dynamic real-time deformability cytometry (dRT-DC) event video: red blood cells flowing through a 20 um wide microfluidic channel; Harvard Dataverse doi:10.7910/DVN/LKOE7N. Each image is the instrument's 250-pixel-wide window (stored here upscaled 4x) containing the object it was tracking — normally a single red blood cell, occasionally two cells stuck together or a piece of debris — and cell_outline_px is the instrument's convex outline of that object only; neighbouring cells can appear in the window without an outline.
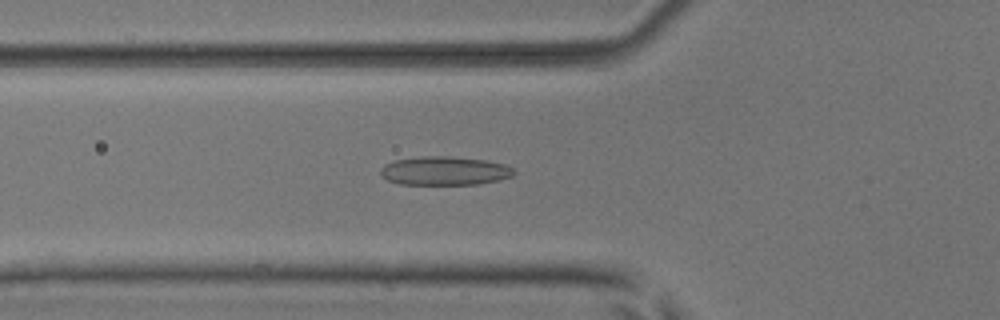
{"species": "common noctule bat (a hibernating species)", "species_latin": "Nyctalus noctula", "temperature_condition": "room temperature", "stored_images_in_passage": 35, "camera_frame_rate_fps": 3000, "um_per_image_px": 0.085, "animal": {"sex": "male", "body_mass_g": 17.9, "forearm_length_mm": 54.2}, "frame": {"image": 1, "passage_image": 3, "time_ms": 0.667, "image_size_px": [1000, 320], "cell_outline_px": [[516, 172], [512, 176], [500, 180], [480, 184], [400, 184], [388, 180], [380, 176], [380, 168], [384, 164], [396, 160], [424, 156], [452, 156], [484, 160], [504, 164], [512, 168]], "centroid_in_image_um": [37.78, 14.52], "position_along_channel_um": 88.0, "area_um2": 22.37}}
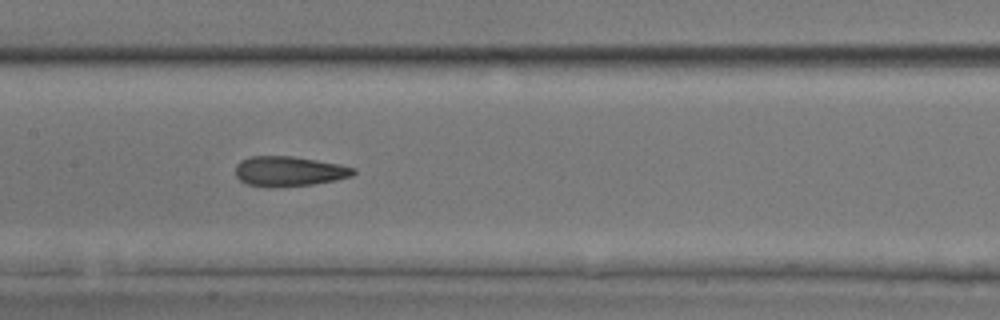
{"frame": {"image": 2, "passage_image": 10, "time_ms": 3.0, "image_size_px": [1000, 320], "cell_outline_px": [[356, 172], [352, 176], [336, 180], [312, 184], [268, 188], [248, 184], [240, 180], [236, 176], [236, 164], [240, 160], [252, 156], [292, 156], [340, 164], [356, 168]], "centroid_in_image_um": [24.57, 14.56], "position_along_channel_um": 182.8, "area_um2": 20.69}}
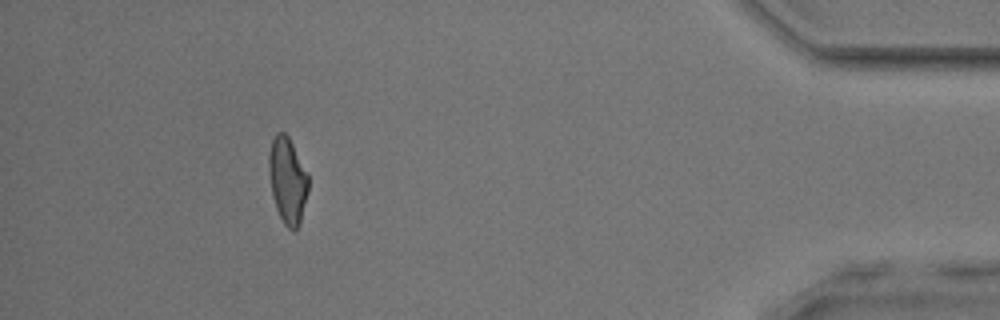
{"frame": {"image": 3, "passage_image": 31, "time_ms": 10.0, "image_size_px": [1000, 320], "cell_outline_px": [[308, 192], [300, 224], [296, 232], [292, 232], [284, 224], [276, 208], [272, 196], [268, 168], [268, 152], [272, 140], [276, 132], [284, 132], [288, 136], [308, 172]], "centroid_in_image_um": [24.44, 15.35], "position_along_channel_um": 410.8, "area_um2": 20.17}, "authors_computed_cell_mechanics": {"area_um2": 20.519, "velocity_mm_per_s": 4.0549, "shape_relaxation_time_tau1_ms": 11.0794, "shape_relaxation_time_tau2_ms": 1.9826, "deformation_change_tau1": 0.2491, "deformation_change_tau2": 0.1024}}